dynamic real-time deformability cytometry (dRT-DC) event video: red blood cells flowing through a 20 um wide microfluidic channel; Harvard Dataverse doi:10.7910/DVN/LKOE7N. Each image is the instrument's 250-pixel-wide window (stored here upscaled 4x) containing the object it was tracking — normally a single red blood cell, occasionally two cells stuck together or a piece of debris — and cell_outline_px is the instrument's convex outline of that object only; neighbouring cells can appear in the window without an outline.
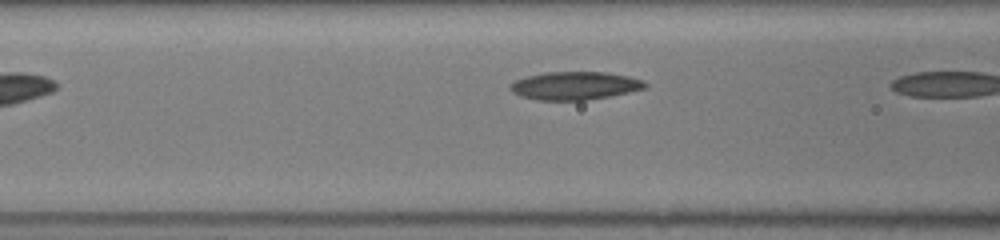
{"species": "common noctule bat (a hibernating species)", "species_latin": "Nyctalus noctula", "temperature_condition": "room temperature", "stored_images_in_passage": 5, "camera_frame_rate_fps": 3000, "um_per_image_px": 0.085, "animal": {"sex": "female", "body_mass_g": 19.5, "forearm_length_mm": 54.1}, "frame": {"image": 1, "passage_image": 4, "time_ms": 1.0, "image_size_px": [1000, 240], "cell_outline_px": [[648, 84], [644, 88], [628, 92], [608, 96], [584, 100], [536, 100], [520, 96], [512, 92], [508, 88], [508, 84], [516, 80], [528, 76], [544, 72], [608, 72], [628, 76], [644, 80]], "centroid_in_image_um": [48.82, 7.28], "position_along_channel_um": 117.8, "area_um2": 22.08}}